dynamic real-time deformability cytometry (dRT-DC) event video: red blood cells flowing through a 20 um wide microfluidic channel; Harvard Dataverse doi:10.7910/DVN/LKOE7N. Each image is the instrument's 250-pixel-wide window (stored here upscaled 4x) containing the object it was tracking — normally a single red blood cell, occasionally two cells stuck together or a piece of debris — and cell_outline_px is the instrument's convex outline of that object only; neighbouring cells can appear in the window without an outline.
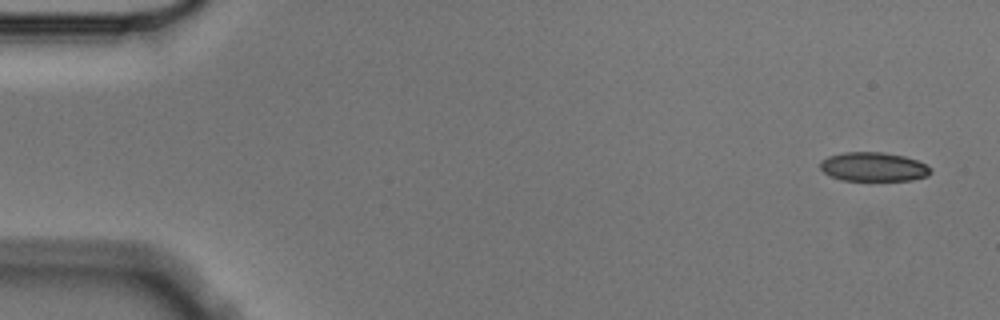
{"species": "Egyptian fruit bat (a non-hibernating species)", "species_latin": "Rousettus aegyptiacus", "temperature_condition": "cold", "stored_images_in_passage": 5, "camera_frame_rate_fps": 3000, "um_per_image_px": 0.085, "animal": {"sex": "male"}, "frame": {"image": 1, "passage_image": 1, "time_ms": 0.0, "image_size_px": [1000, 320], "cell_outline_px": [[932, 172], [928, 176], [912, 180], [840, 180], [824, 172], [820, 168], [820, 160], [828, 156], [844, 152], [884, 152], [904, 156], [916, 160], [932, 168]], "centroid_in_image_um": [74.25, 14.17], "position_along_channel_um": 10.8, "area_um2": 18.73}}
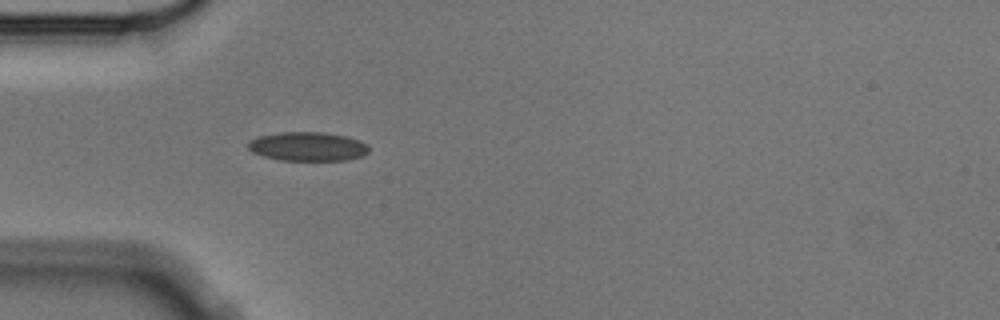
{"frame": {"image": 2, "passage_image": 5, "time_ms": 1.333, "image_size_px": [1000, 320], "cell_outline_px": [[368, 152], [364, 156], [348, 160], [280, 160], [264, 156], [252, 152], [248, 148], [248, 140], [260, 136], [280, 132], [324, 132], [348, 136], [360, 140], [368, 144]], "centroid_in_image_um": [26.19, 12.45], "position_along_channel_um": 58.8, "area_um2": 20.58}}